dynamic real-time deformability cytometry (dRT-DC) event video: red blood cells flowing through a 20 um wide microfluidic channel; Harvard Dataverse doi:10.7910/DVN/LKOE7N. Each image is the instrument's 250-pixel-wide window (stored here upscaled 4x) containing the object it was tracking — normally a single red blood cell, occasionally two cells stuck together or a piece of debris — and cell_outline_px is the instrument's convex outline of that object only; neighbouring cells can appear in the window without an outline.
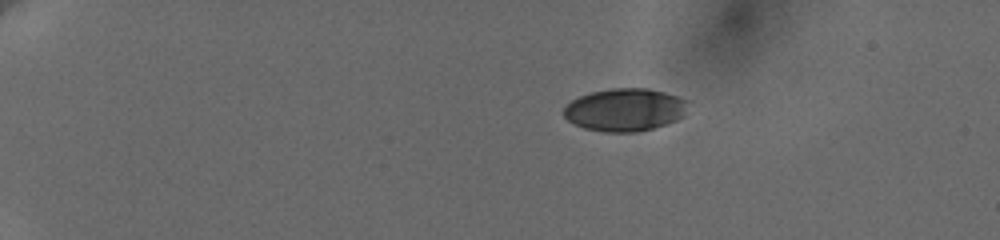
{"species": "human", "species_latin": "Homo sapiens", "temperature_condition": "cold", "stored_images_in_passage": 16, "camera_frame_rate_fps": 3000, "um_per_image_px": 0.085, "donor": {"sex": "female"}, "frame": {"image": 1, "passage_image": 5, "time_ms": 3.0, "image_size_px": [1000, 240], "cell_outline_px": [[688, 100], [684, 116], [676, 120], [640, 132], [604, 132], [584, 128], [568, 120], [564, 116], [564, 108], [572, 100], [580, 96], [592, 92], [612, 88], [648, 88], [676, 96]], "centroid_in_image_um": [53.12, 9.33], "position_along_channel_um": 31.9, "area_um2": 30.75}}
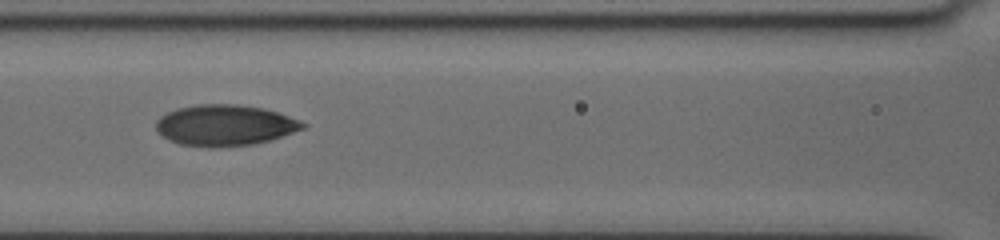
{"frame": {"image": 2, "passage_image": 13, "time_ms": 9.0, "image_size_px": [1000, 240], "cell_outline_px": [[308, 124], [304, 128], [256, 144], [212, 148], [180, 144], [168, 140], [156, 128], [156, 120], [160, 116], [176, 108], [196, 104], [236, 104], [264, 108], [300, 120]], "centroid_in_image_um": [19.09, 10.64], "position_along_channel_um": 147.5, "area_um2": 35.03}}
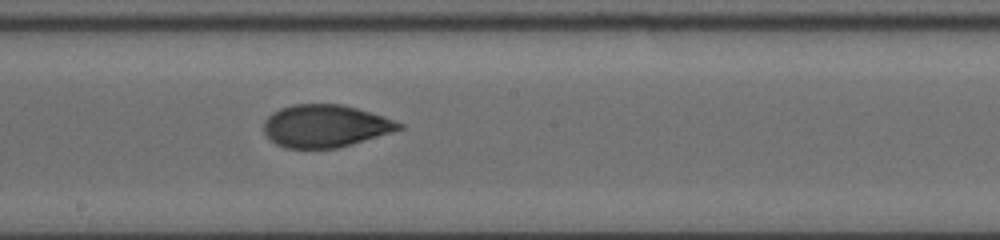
{"frame": {"image": 3, "passage_image": 16, "time_ms": 11.0, "image_size_px": [1000, 240], "cell_outline_px": [[404, 128], [392, 132], [352, 144], [336, 148], [284, 148], [276, 144], [264, 132], [264, 120], [272, 112], [280, 108], [292, 104], [340, 104], [356, 108], [384, 116], [404, 124]], "centroid_in_image_um": [27.65, 10.7], "position_along_channel_um": 220.6, "area_um2": 33.47}}